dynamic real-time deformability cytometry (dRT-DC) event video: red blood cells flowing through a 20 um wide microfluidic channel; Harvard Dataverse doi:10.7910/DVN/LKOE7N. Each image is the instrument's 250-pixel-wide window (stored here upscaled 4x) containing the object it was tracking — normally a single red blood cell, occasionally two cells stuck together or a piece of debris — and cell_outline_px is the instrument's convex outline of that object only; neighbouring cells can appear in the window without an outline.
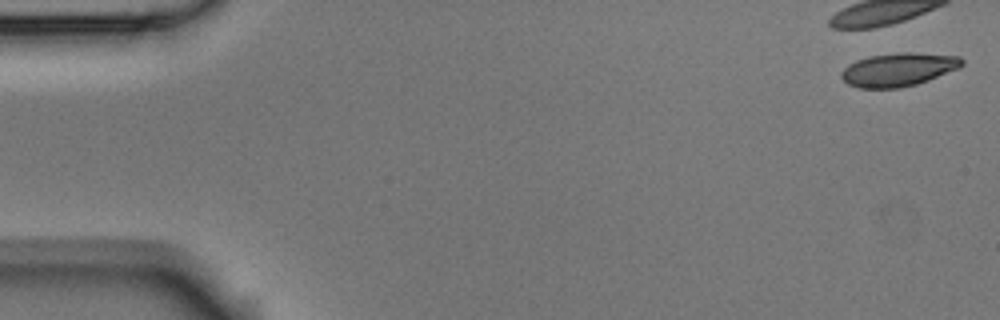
{"species": "Egyptian fruit bat (a non-hibernating species)", "species_latin": "Rousettus aegyptiacus", "temperature_condition": "room temperature", "stored_images_in_passage": 14, "camera_frame_rate_fps": 3000, "um_per_image_px": 0.085, "animal": {"sex": "male"}, "frame": {"image": 1, "passage_image": 1, "time_ms": 0.0, "image_size_px": [1000, 320], "cell_outline_px": [[964, 64], [960, 68], [928, 80], [916, 84], [900, 88], [860, 88], [848, 84], [840, 76], [840, 72], [848, 64], [856, 60], [872, 56], [896, 52], [912, 52], [960, 56], [964, 60]], "centroid_in_image_um": [76.38, 5.9], "position_along_channel_um": 8.6, "area_um2": 23.58}}